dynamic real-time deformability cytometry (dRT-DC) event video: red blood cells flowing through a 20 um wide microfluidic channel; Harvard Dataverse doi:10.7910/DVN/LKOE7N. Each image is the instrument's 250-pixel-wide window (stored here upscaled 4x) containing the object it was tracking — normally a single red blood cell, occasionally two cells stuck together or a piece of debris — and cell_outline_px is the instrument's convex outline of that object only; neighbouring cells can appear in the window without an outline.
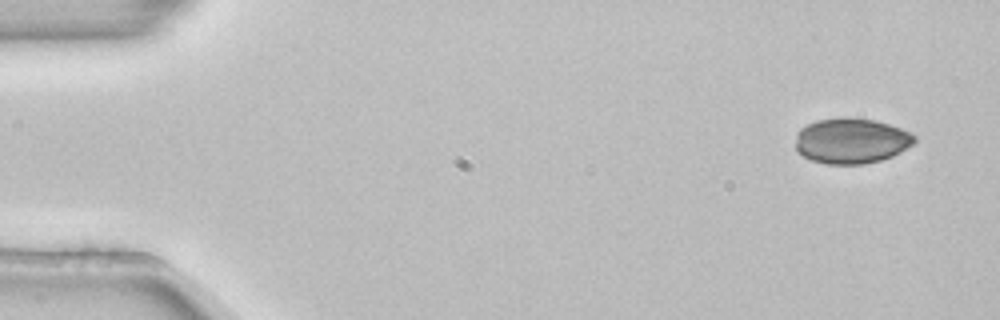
{"species": "common noctule bat (a hibernating species)", "species_latin": "Nyctalus noctula", "temperature_condition": "room temperature", "stored_images_in_passage": 4, "camera_frame_rate_fps": 3000, "um_per_image_px": 0.085, "animal": {"sex": "female", "body_mass_g": 22.7, "forearm_length_mm": 54.2}, "frame": {"image": 1, "passage_image": 1, "time_ms": 0.0, "image_size_px": [1000, 320], "cell_outline_px": [[916, 140], [912, 144], [900, 152], [892, 156], [880, 160], [864, 164], [828, 164], [812, 160], [796, 152], [796, 132], [800, 128], [816, 120], [844, 116], [848, 116], [876, 120], [900, 128], [916, 136]], "centroid_in_image_um": [72.33, 11.95], "position_along_channel_um": 12.7, "area_um2": 31.73}}
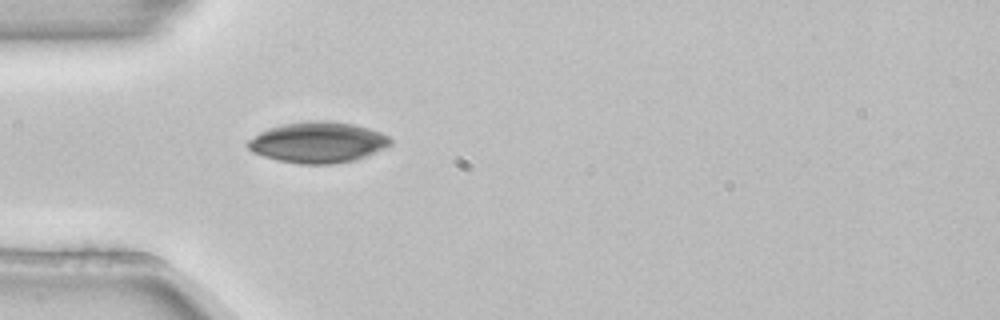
{"frame": {"image": 2, "passage_image": 4, "time_ms": 1.0, "image_size_px": [1000, 320], "cell_outline_px": [[392, 144], [384, 148], [364, 156], [352, 160], [332, 164], [300, 164], [276, 160], [252, 152], [244, 144], [248, 140], [260, 132], [268, 128], [284, 124], [312, 120], [328, 120], [352, 124], [368, 128], [380, 132], [388, 136], [392, 140]], "centroid_in_image_um": [26.98, 12.1], "position_along_channel_um": 58.0, "area_um2": 33.87}}